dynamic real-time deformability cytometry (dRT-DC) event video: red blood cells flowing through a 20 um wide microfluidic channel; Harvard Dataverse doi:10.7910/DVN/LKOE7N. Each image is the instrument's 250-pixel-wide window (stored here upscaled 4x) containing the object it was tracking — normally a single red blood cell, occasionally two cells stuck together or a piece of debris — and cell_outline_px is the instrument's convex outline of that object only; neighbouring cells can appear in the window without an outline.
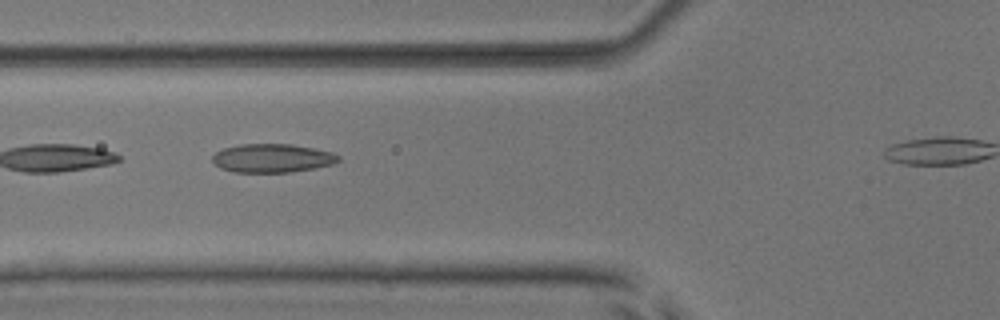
{"species": "common noctule bat (a hibernating species)", "species_latin": "Nyctalus noctula", "temperature_condition": "room temperature", "stored_images_in_passage": 31, "camera_frame_rate_fps": 3000, "um_per_image_px": 0.085, "animal": {"sex": "male", "body_mass_g": 17.9, "forearm_length_mm": 54.2}, "frame": {"image": 1, "passage_image": 14, "time_ms": 4.333, "image_size_px": [1000, 320], "cell_outline_px": [[340, 160], [332, 164], [312, 168], [288, 172], [236, 172], [220, 168], [212, 160], [212, 156], [216, 152], [224, 148], [240, 144], [292, 144], [332, 152], [340, 156]], "centroid_in_image_um": [23.13, 13.43], "position_along_channel_um": 102.7, "area_um2": 20.81}}